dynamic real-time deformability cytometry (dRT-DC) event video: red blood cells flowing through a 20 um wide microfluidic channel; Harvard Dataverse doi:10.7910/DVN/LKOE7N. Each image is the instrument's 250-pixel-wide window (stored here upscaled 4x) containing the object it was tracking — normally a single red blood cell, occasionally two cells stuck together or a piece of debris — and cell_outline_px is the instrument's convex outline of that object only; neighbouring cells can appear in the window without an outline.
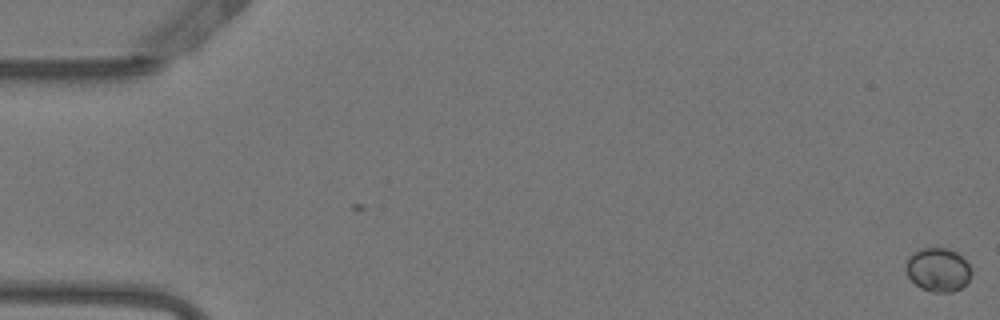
{"species": "Egyptian fruit bat (a non-hibernating species)", "species_latin": "Rousettus aegyptiacus", "temperature_condition": "warm", "stored_images_in_passage": 3, "camera_frame_rate_fps": 3000, "um_per_image_px": 0.085, "animal": {"sex": "female"}, "frame": {"image": 1, "passage_image": 3, "time_ms": 0.667, "image_size_px": [1000, 320], "cell_outline_px": [[972, 272], [968, 280], [960, 288], [952, 292], [932, 292], [920, 288], [908, 276], [904, 268], [908, 256], [912, 252], [920, 248], [948, 248], [956, 252], [968, 264]], "centroid_in_image_um": [79.69, 22.92], "position_along_channel_um": 5.3, "area_um2": 16.7}}